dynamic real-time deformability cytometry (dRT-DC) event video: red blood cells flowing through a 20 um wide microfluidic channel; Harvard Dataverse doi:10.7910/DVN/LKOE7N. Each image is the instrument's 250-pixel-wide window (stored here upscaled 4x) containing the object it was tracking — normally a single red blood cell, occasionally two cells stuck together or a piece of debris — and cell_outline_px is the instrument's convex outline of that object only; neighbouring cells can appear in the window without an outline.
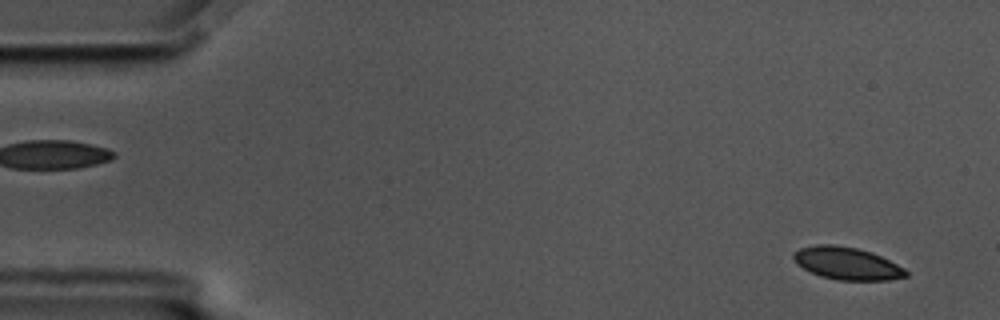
{"species": "common noctule bat (a hibernating species)", "species_latin": "Nyctalus noctula", "temperature_condition": "cold", "stored_images_in_passage": 57, "camera_frame_rate_fps": 3000, "um_per_image_px": 0.085, "animal": {"sex": "male", "body_mass_g": 17.5, "forearm_length_mm": 52.3}, "frame": {"image": 1, "passage_image": 3, "time_ms": 0.667, "image_size_px": [1000, 320], "cell_outline_px": [[908, 276], [888, 280], [836, 280], [820, 276], [796, 264], [792, 256], [792, 252], [800, 248], [816, 244], [832, 244], [856, 248], [872, 252], [904, 268], [908, 272]], "centroid_in_image_um": [71.96, 22.38], "position_along_channel_um": 13.0, "area_um2": 21.27}}
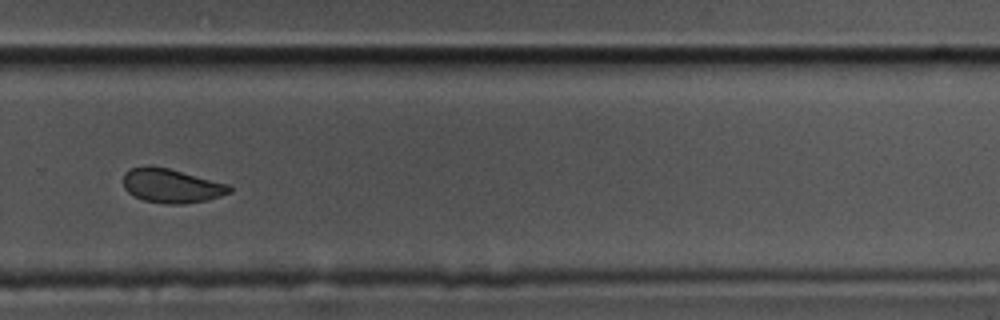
{"frame": {"image": 2, "passage_image": 39, "time_ms": 12.667, "image_size_px": [1000, 320], "cell_outline_px": [[232, 192], [208, 200], [184, 204], [164, 204], [144, 200], [128, 192], [124, 188], [124, 172], [132, 168], [148, 164], [168, 168], [228, 184], [232, 188]], "centroid_in_image_um": [14.57, 15.79], "position_along_channel_um": 315.2, "area_um2": 21.15}}
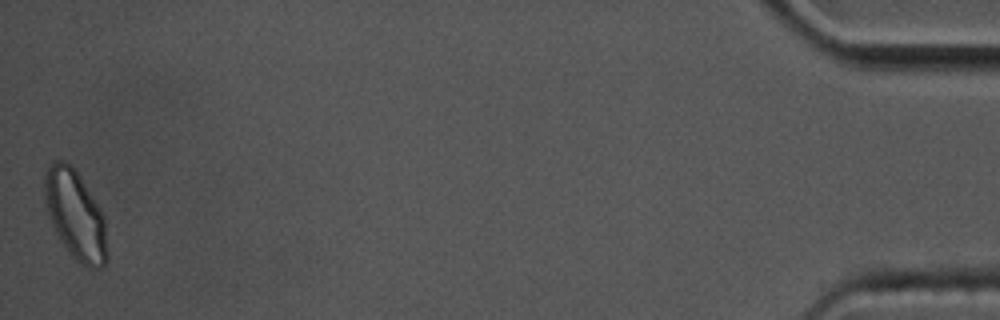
{"frame": {"image": 3, "passage_image": 57, "time_ms": 18.667, "image_size_px": [1000, 320], "cell_outline_px": [[108, 260], [104, 268], [88, 268], [80, 264], [72, 256], [56, 232], [52, 224], [44, 200], [44, 172], [56, 160], [64, 160], [80, 176], [100, 208], [104, 216], [108, 252]], "centroid_in_image_um": [6.43, 18.31], "position_along_channel_um": 428.8, "area_um2": 32.37}, "authors_computed_cell_mechanics": {"area_um2": 22.3108, "velocity_mm_per_s": 3.4701, "shape_relaxation_time_tau1_ms": null, "shape_relaxation_time_tau2_ms": 1.9258, "deformation_change_tau1": null, "deformation_change_tau2": 0.0571}}